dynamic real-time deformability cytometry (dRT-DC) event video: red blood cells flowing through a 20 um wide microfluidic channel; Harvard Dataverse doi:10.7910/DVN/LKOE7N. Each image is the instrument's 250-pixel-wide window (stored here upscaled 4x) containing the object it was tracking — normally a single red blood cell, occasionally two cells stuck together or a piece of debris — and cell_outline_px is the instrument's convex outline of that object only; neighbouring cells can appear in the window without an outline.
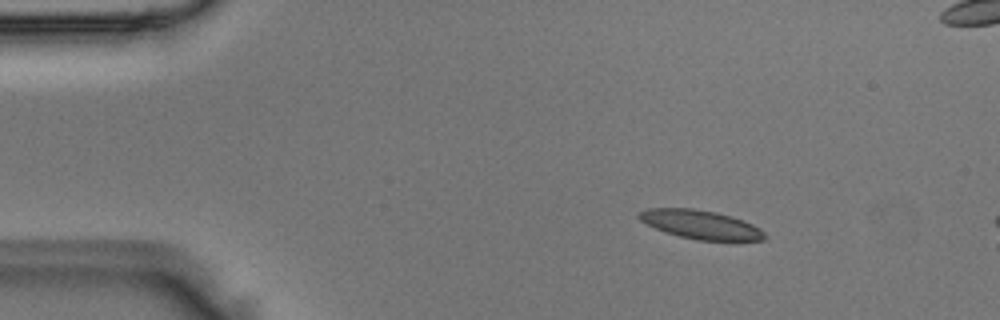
{"species": "Egyptian fruit bat (a non-hibernating species)", "species_latin": "Rousettus aegyptiacus", "temperature_condition": "room temperature", "stored_images_in_passage": 4, "camera_frame_rate_fps": 3000, "um_per_image_px": 0.085, "animal": {"sex": "male"}, "frame": {"image": 1, "passage_image": 2, "time_ms": 0.333, "image_size_px": [1000, 320], "cell_outline_px": [[768, 236], [764, 240], [696, 240], [664, 232], [640, 220], [636, 216], [640, 212], [648, 208], [692, 208], [716, 212], [732, 216], [752, 224], [760, 228]], "centroid_in_image_um": [59.56, 19.08], "position_along_channel_um": 25.4, "area_um2": 20.98}}